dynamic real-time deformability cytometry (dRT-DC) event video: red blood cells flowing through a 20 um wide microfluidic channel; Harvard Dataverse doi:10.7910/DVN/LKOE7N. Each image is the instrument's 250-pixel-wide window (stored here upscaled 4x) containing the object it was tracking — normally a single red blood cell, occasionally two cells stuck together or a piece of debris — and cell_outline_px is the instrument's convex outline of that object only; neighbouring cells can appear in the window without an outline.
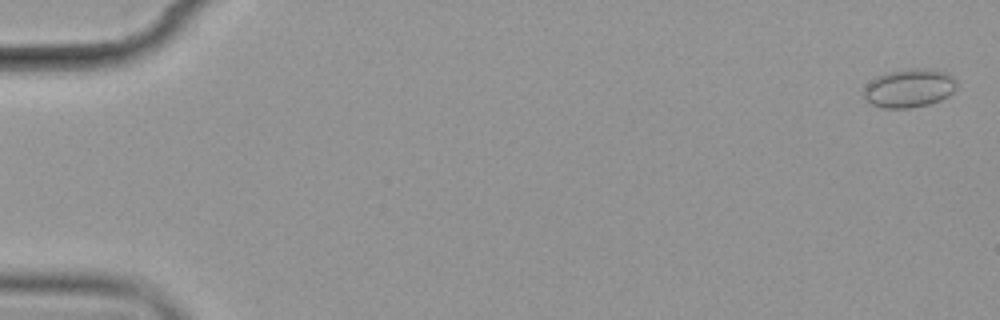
{"species": "common noctule bat (a hibernating species)", "species_latin": "Nyctalus noctula", "temperature_condition": "cold", "stored_images_in_passage": 7, "camera_frame_rate_fps": 3000, "um_per_image_px": 0.085, "animal": {"sex": "female", "body_mass_g": 19.9}, "frame": {"image": 1, "passage_image": 1, "time_ms": 0.0, "image_size_px": [1000, 320], "cell_outline_px": [[956, 88], [948, 96], [940, 100], [928, 104], [908, 108], [880, 108], [864, 100], [860, 92], [876, 76], [888, 72], [908, 68], [924, 68], [944, 72], [952, 76], [956, 80]], "centroid_in_image_um": [77.23, 7.5], "position_along_channel_um": 7.8, "area_um2": 21.04}}
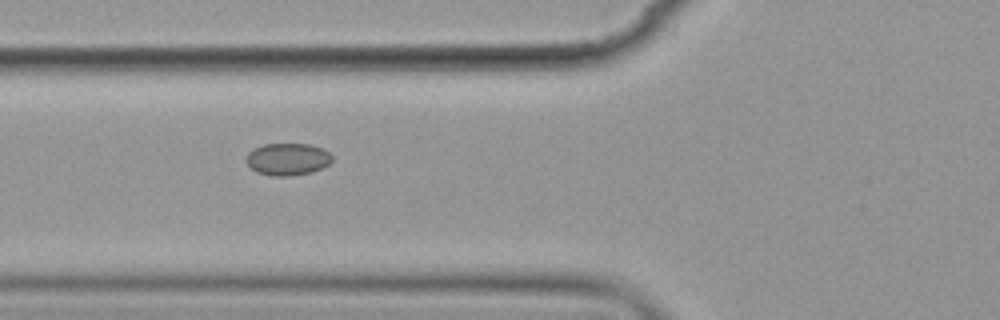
{"frame": {"image": 2, "passage_image": 6, "time_ms": 7.0, "image_size_px": [1000, 320], "cell_outline_px": [[332, 160], [328, 164], [312, 172], [288, 176], [272, 176], [256, 172], [244, 160], [248, 152], [252, 148], [264, 144], [312, 144], [324, 148], [332, 156]], "centroid_in_image_um": [24.42, 13.52], "position_along_channel_um": 101.4, "area_um2": 16.24}}
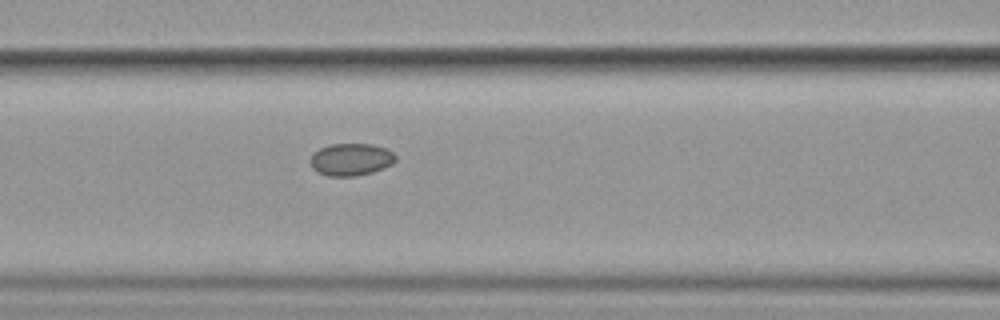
{"frame": {"image": 3, "passage_image": 7, "time_ms": 8.0, "image_size_px": [1000, 320], "cell_outline_px": [[396, 160], [392, 164], [384, 168], [372, 172], [356, 176], [328, 176], [316, 172], [312, 168], [312, 152], [320, 148], [332, 144], [372, 144], [388, 148], [396, 156]], "centroid_in_image_um": [29.85, 13.55], "position_along_channel_um": 136.7, "area_um2": 16.13}}